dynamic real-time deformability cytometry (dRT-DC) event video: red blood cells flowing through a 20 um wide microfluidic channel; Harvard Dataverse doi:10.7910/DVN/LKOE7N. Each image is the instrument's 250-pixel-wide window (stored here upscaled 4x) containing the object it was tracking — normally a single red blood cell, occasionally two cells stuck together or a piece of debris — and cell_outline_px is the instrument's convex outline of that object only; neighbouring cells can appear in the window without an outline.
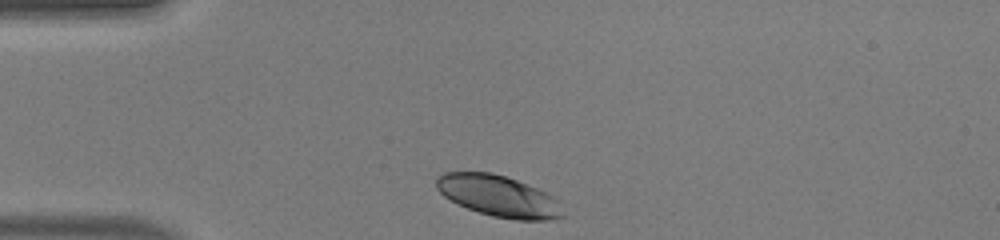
{"species": "human", "species_latin": "Homo sapiens", "temperature_condition": "warm", "stored_images_in_passage": 29, "camera_frame_rate_fps": 3000, "um_per_image_px": 0.085, "donor": {"sex": "male"}, "frame": {"image": 1, "passage_image": 1, "time_ms": 0.0, "image_size_px": [1000, 240], "cell_outline_px": [[564, 216], [548, 220], [516, 220], [492, 216], [468, 208], [444, 196], [436, 188], [436, 176], [444, 172], [492, 172], [516, 180], [548, 192], [556, 200]], "centroid_in_image_um": [42.35, 16.65], "position_along_channel_um": 42.6, "area_um2": 30.17}}
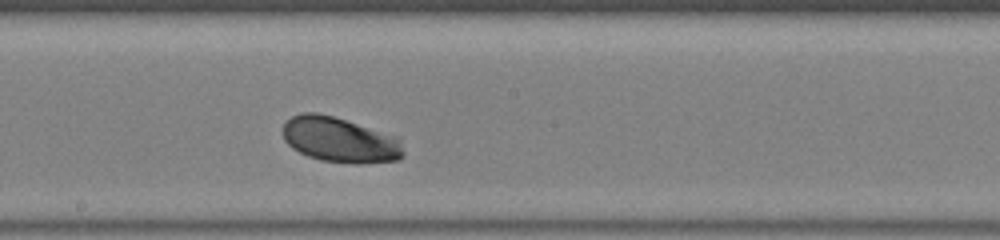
{"frame": {"image": 2, "passage_image": 16, "time_ms": 5.0, "image_size_px": [1000, 240], "cell_outline_px": [[404, 156], [400, 160], [360, 164], [352, 164], [320, 160], [308, 156], [292, 148], [284, 140], [284, 120], [300, 112], [316, 112], [332, 116], [356, 124], [400, 140], [404, 152]], "centroid_in_image_um": [28.83, 11.91], "position_along_channel_um": 219.4, "area_um2": 31.39}}
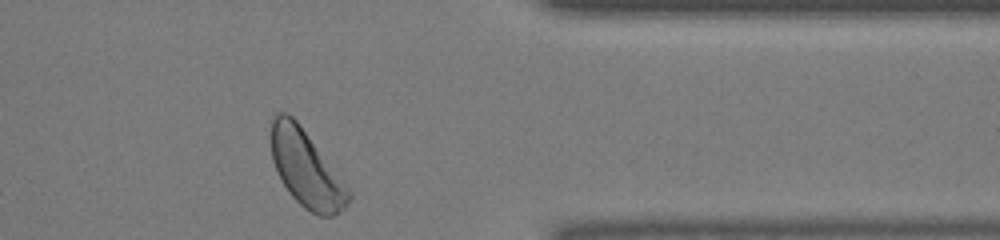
{"frame": {"image": 3, "passage_image": 29, "time_ms": 9.333, "image_size_px": [1000, 240], "cell_outline_px": [[352, 200], [344, 208], [332, 216], [320, 216], [304, 208], [292, 196], [284, 184], [272, 160], [272, 116], [276, 112], [288, 112], [296, 120], [348, 188], [352, 196]], "centroid_in_image_um": [26.02, 14.35], "position_along_channel_um": 385.4, "area_um2": 33.7}, "authors_computed_cell_mechanics": {"area_um2": 31.3854, "velocity_mm_per_s": 4.1375, "shape_relaxation_time_tau1_ms": 1.2252, "shape_relaxation_time_tau2_ms": null, "deformation_change_tau1": 0.11, "deformation_change_tau2": null}}